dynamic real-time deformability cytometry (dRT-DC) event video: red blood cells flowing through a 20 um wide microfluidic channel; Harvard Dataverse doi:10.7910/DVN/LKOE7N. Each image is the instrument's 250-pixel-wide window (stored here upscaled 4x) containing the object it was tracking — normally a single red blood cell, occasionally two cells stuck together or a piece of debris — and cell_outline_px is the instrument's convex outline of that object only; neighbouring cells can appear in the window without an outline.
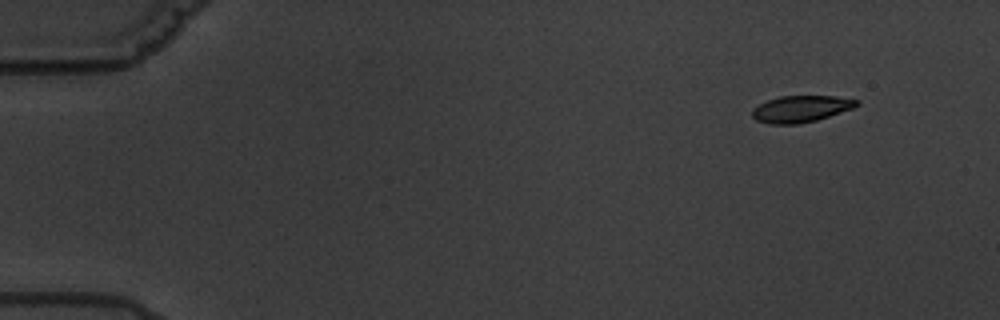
{"species": "common noctule bat (a hibernating species)", "species_latin": "Nyctalus noctula", "temperature_condition": "warm", "stored_images_in_passage": 7, "segment_of_instrument_passage": [2, 2], "camera_frame_rate_fps": 3000, "um_per_image_px": 0.085, "animal": {"sex": "male", "body_mass_g": 19.5, "forearm_length_mm": 54.6}, "frame": {"image": 1, "passage_image": 7, "time_ms": 7.667, "image_size_px": [1000, 320], "cell_outline_px": [[860, 104], [852, 108], [816, 120], [800, 124], [768, 124], [756, 120], [752, 116], [752, 108], [768, 100], [780, 96], [836, 96], [860, 100]], "centroid_in_image_um": [68.07, 9.25], "position_along_channel_um": 16.9, "area_um2": 16.18}}